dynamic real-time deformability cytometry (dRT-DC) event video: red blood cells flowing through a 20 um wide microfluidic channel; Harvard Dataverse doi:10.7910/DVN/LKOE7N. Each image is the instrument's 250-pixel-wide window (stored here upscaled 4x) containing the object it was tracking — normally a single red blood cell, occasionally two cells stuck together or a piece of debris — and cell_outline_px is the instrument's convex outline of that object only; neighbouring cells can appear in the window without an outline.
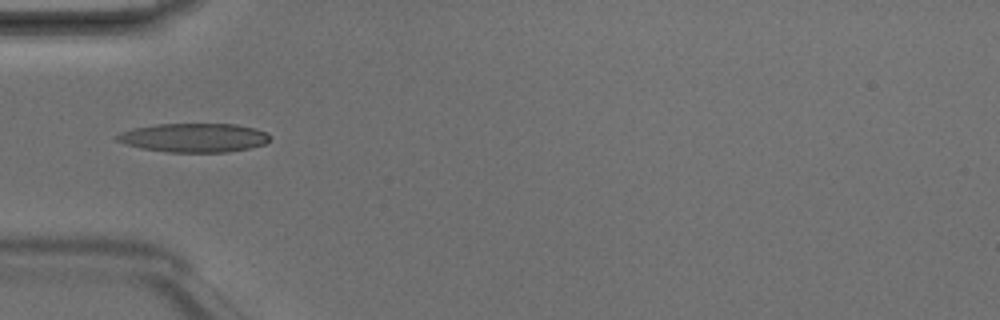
{"species": "Egyptian fruit bat (a non-hibernating species)", "species_latin": "Rousettus aegyptiacus", "temperature_condition": "room temperature", "stored_images_in_passage": 5, "camera_frame_rate_fps": 3000, "um_per_image_px": 0.085, "animal": {"sex": "male"}, "frame": {"image": 1, "passage_image": 5, "time_ms": 1.333, "image_size_px": [1000, 320], "cell_outline_px": [[272, 136], [264, 144], [248, 148], [228, 152], [168, 152], [140, 148], [116, 140], [116, 136], [120, 132], [132, 128], [160, 124], [236, 124], [256, 128], [268, 132]], "centroid_in_image_um": [16.52, 11.7], "position_along_channel_um": 68.5, "area_um2": 25.78}}